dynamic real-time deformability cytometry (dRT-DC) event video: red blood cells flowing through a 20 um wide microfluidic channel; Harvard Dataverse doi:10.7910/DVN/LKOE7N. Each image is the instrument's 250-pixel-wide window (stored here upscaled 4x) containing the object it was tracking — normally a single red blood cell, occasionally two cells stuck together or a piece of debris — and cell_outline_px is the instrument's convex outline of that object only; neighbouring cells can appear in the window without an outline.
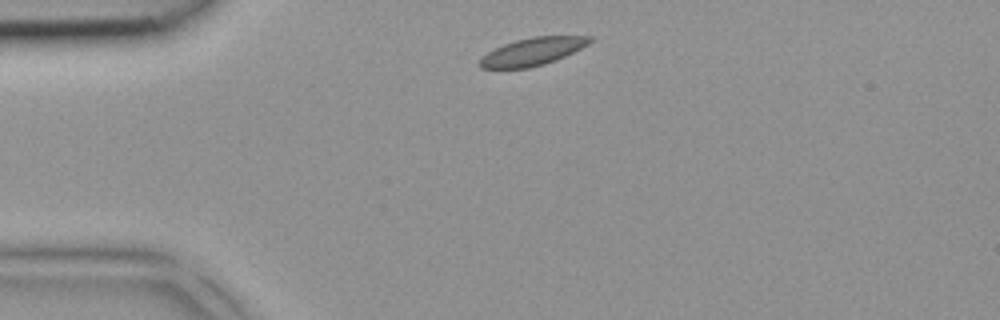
{"species": "common noctule bat (a hibernating species)", "species_latin": "Nyctalus noctula", "temperature_condition": "room temperature", "stored_images_in_passage": 2, "camera_frame_rate_fps": 3000, "um_per_image_px": 0.085, "animal": {"sex": "female", "body_mass_g": 18.4}, "frame": {"image": 1, "passage_image": 1, "time_ms": 0.0, "image_size_px": [1000, 320], "cell_outline_px": [[592, 40], [588, 44], [556, 60], [544, 64], [528, 68], [480, 68], [476, 64], [480, 56], [504, 44], [516, 40], [532, 36], [592, 36]], "centroid_in_image_um": [45.21, 4.39], "position_along_channel_um": 39.8, "area_um2": 17.69}}